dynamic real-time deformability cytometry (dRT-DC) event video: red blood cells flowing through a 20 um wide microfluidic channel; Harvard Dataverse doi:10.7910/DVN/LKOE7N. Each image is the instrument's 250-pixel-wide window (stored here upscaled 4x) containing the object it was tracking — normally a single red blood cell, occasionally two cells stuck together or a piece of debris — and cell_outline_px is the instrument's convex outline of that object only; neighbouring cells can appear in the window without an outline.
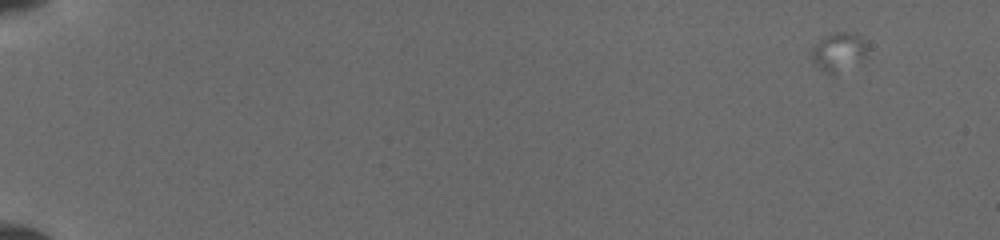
{"species": "common noctule bat (a hibernating species)", "species_latin": "Nyctalus noctula", "temperature_condition": "cold", "stored_images_in_passage": 10, "camera_frame_rate_fps": 3000, "um_per_image_px": 0.085, "animal": {"sex": "female", "body_mass_g": 19.5, "forearm_length_mm": 54.1}, "frame": {"image": 1, "passage_image": 1, "time_ms": 0.0, "image_size_px": [1000, 240], "cell_outline_px": [[868, 52], [832, 76], [820, 68], [812, 60], [812, 48], [820, 40], [836, 32], [856, 32], [864, 40], [868, 48]], "centroid_in_image_um": [71.27, 4.36], "position_along_channel_um": 13.7, "area_um2": 11.91}}